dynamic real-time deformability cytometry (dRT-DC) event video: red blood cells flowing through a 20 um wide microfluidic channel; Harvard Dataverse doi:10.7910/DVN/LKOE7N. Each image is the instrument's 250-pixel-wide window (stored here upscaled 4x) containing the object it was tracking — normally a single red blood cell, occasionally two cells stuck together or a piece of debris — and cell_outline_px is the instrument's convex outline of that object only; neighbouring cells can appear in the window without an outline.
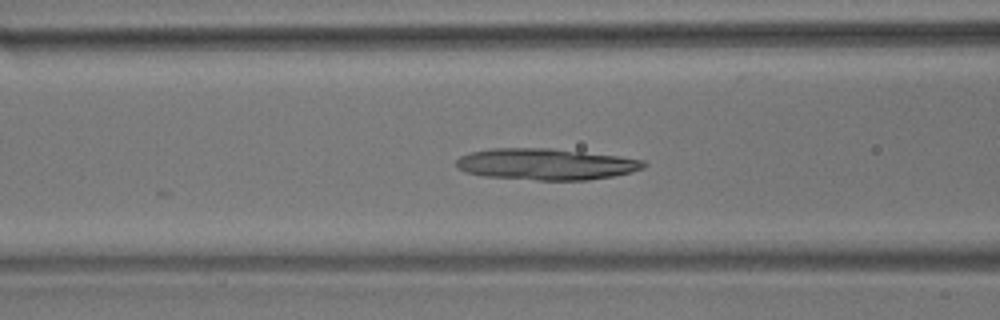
{"species": "common noctule bat (a hibernating species)", "species_latin": "Nyctalus noctula", "temperature_condition": "room temperature", "stored_images_in_passage": 27, "camera_frame_rate_fps": 3000, "um_per_image_px": 0.085, "animal": {"sex": "male", "body_mass_g": 17.9}, "frame": {"image": 1, "passage_image": 22, "time_ms": 7.0, "image_size_px": [1000, 320], "cell_outline_px": [[648, 164], [644, 168], [632, 172], [612, 176], [588, 180], [536, 180], [484, 176], [464, 172], [456, 168], [456, 160], [460, 156], [472, 152], [488, 148], [552, 148], [620, 156], [644, 160]], "centroid_in_image_um": [46.4, 13.95], "position_along_channel_um": 120.2, "area_um2": 34.56}}